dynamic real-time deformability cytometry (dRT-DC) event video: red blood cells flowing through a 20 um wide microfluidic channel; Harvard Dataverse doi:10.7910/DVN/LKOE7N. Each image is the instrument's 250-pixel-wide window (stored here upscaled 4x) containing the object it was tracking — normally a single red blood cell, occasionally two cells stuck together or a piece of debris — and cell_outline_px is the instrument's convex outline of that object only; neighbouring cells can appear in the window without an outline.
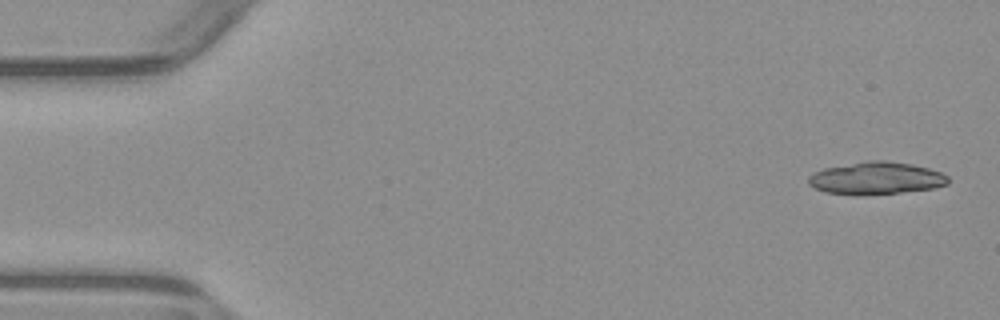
{"species": "common noctule bat (a hibernating species)", "species_latin": "Nyctalus noctula", "temperature_condition": "warm", "stored_images_in_passage": 5, "camera_frame_rate_fps": 3000, "um_per_image_px": 0.085, "animal": {"sex": "male", "body_mass_g": 23.1, "forearm_length_mm": 52.7}, "frame": {"image": 1, "passage_image": 1, "time_ms": 0.0, "image_size_px": [1000, 320], "cell_outline_px": [[948, 184], [932, 188], [900, 192], [864, 196], [856, 196], [824, 192], [808, 184], [808, 176], [812, 172], [824, 168], [868, 160], [884, 160], [912, 164], [928, 168], [940, 172], [948, 176]], "centroid_in_image_um": [74.42, 15.15], "position_along_channel_um": 10.6, "area_um2": 26.65}}